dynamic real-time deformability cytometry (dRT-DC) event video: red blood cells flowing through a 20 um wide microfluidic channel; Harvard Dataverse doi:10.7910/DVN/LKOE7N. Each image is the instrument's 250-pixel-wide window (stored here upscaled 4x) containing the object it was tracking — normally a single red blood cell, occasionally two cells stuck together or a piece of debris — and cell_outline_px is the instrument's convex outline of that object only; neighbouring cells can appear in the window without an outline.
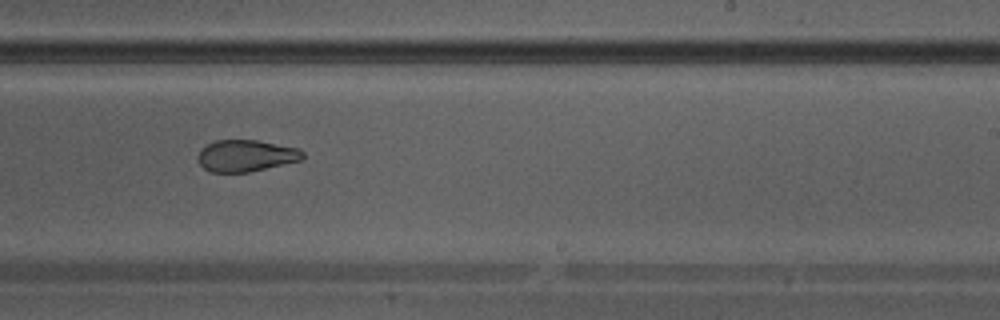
{"species": "Egyptian fruit bat (a non-hibernating species)", "species_latin": "Rousettus aegyptiacus", "temperature_condition": "warm", "stored_images_in_passage": 27, "camera_frame_rate_fps": 3000, "um_per_image_px": 0.085, "animal": {"sex": "male"}, "frame": {"image": 1, "passage_image": 12, "time_ms": 3.667, "image_size_px": [1000, 320], "cell_outline_px": [[304, 160], [248, 172], [212, 172], [204, 168], [200, 164], [196, 156], [200, 148], [216, 140], [256, 140], [300, 148], [304, 152]], "centroid_in_image_um": [20.92, 13.23], "position_along_channel_um": 268.1, "area_um2": 19.54}}